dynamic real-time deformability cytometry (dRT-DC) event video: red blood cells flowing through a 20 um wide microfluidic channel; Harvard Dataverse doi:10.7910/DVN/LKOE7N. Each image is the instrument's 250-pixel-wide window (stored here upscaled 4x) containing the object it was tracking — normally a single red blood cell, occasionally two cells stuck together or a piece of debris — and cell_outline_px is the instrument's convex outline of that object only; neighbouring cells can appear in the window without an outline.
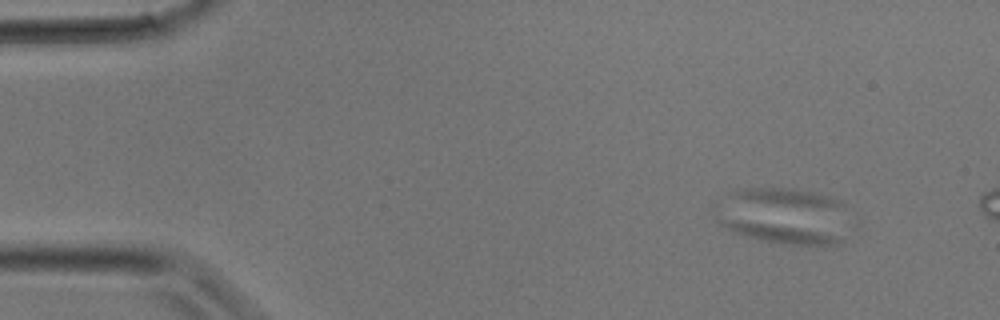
{"species": "common noctule bat (a hibernating species)", "species_latin": "Nyctalus noctula", "temperature_condition": "room temperature", "stored_images_in_passage": 6, "camera_frame_rate_fps": 3000, "um_per_image_px": 0.085, "animal": {"sex": "male", "body_mass_g": 17.9}, "frame": {"image": 1, "passage_image": 1, "time_ms": 0.0, "image_size_px": [1000, 320], "cell_outline_px": [[844, 240], [836, 244], [780, 244], [732, 232], [720, 224], [720, 216], [724, 216], [796, 228], [816, 232], [832, 236]], "centroid_in_image_um": [65.98, 19.76], "position_along_channel_um": 19.0, "area_um2": 12.37}}